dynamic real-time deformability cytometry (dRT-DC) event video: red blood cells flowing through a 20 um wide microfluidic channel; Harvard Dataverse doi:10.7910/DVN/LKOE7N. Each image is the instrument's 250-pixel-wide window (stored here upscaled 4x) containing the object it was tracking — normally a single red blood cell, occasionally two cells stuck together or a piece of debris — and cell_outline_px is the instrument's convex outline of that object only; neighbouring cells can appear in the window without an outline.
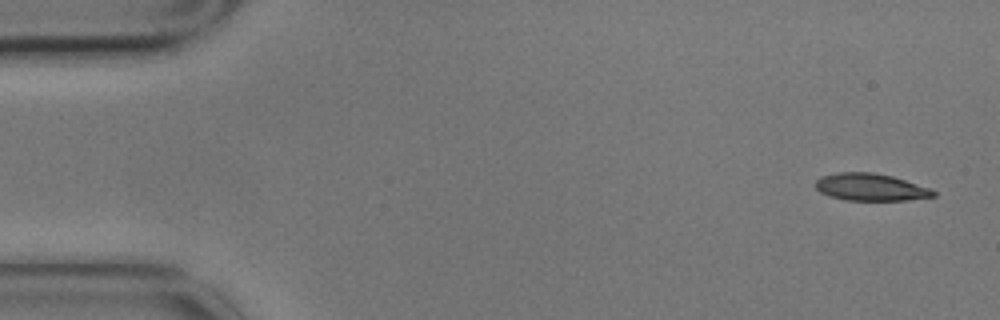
{"species": "common noctule bat (a hibernating species)", "species_latin": "Nyctalus noctula", "temperature_condition": "cold", "stored_images_in_passage": 10, "camera_frame_rate_fps": 3000, "um_per_image_px": 0.085, "animal": {"sex": "male", "body_mass_g": 17.9}, "frame": {"image": 1, "passage_image": 1, "time_ms": 0.0, "image_size_px": [1000, 320], "cell_outline_px": [[936, 196], [908, 200], [844, 200], [828, 196], [820, 192], [816, 188], [816, 180], [820, 176], [836, 172], [872, 172], [892, 176], [928, 188], [936, 192]], "centroid_in_image_um": [73.95, 15.91], "position_along_channel_um": 11.1, "area_um2": 18.67}}
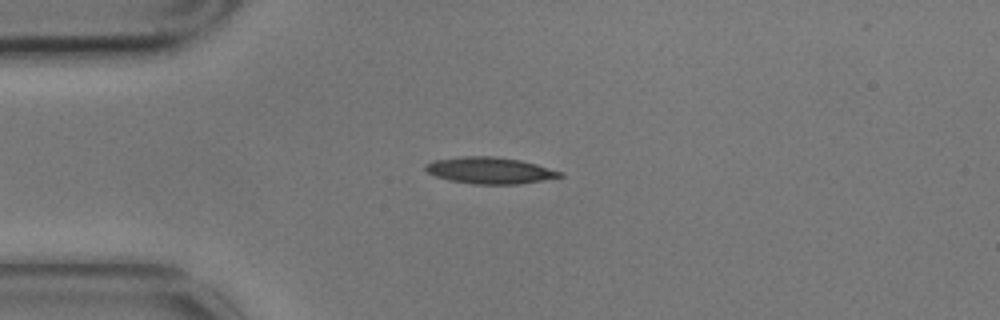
{"frame": {"image": 2, "passage_image": 4, "time_ms": 1.0, "image_size_px": [1000, 320], "cell_outline_px": [[564, 176], [520, 184], [472, 184], [448, 180], [436, 176], [428, 172], [424, 168], [424, 164], [436, 160], [464, 156], [492, 156], [520, 160], [536, 164], [564, 172]], "centroid_in_image_um": [41.65, 14.49], "position_along_channel_um": 43.4, "area_um2": 20.75}}